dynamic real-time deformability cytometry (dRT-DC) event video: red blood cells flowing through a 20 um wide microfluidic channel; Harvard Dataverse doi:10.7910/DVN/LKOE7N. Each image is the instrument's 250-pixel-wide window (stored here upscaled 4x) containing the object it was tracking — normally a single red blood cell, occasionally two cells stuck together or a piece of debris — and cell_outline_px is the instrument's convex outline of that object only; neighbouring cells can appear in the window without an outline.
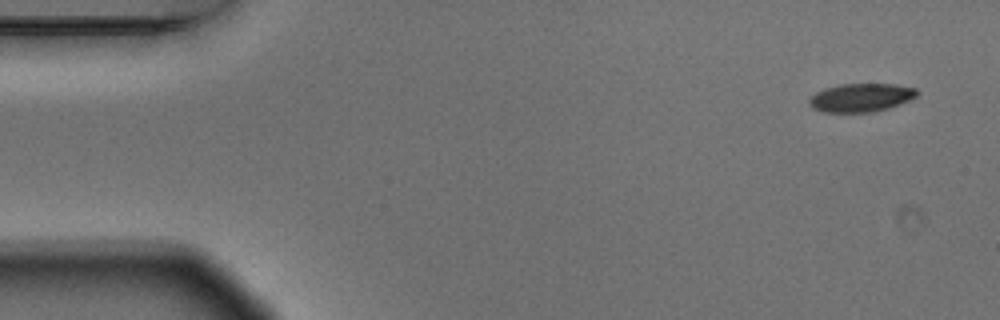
{"species": "Egyptian fruit bat (a non-hibernating species)", "species_latin": "Rousettus aegyptiacus", "temperature_condition": "warm", "stored_images_in_passage": 5, "segment_of_instrument_passage": [1, 2], "camera_frame_rate_fps": 3000, "um_per_image_px": 0.085, "animal": {"sex": "male"}, "frame": {"image": 1, "passage_image": 1, "time_ms": 0.0, "image_size_px": [1000, 320], "cell_outline_px": [[920, 92], [916, 96], [908, 100], [888, 108], [872, 112], [824, 112], [812, 108], [808, 104], [808, 100], [816, 92], [824, 88], [840, 84], [892, 84], [916, 88]], "centroid_in_image_um": [73.15, 8.29], "position_along_channel_um": 11.8, "area_um2": 17.8}}